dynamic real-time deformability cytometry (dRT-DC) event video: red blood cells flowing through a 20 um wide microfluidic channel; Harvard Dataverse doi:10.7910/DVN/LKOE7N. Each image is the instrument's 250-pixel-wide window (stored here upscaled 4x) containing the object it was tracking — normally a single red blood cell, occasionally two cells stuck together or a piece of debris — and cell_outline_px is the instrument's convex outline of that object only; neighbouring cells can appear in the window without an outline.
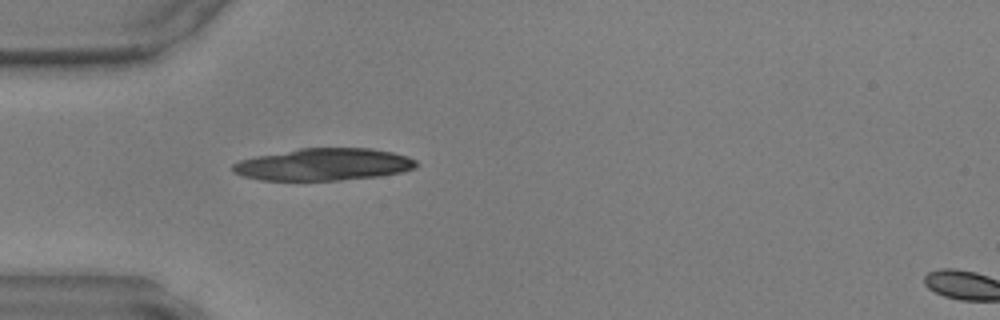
{"species": "common noctule bat (a hibernating species)", "species_latin": "Nyctalus noctula", "temperature_condition": "warm", "stored_images_in_passage": 31, "camera_frame_rate_fps": 3000, "um_per_image_px": 0.085, "animal": {"sex": "male", "body_mass_g": 17.9, "forearm_length_mm": 54.2}, "frame": {"image": 1, "passage_image": 1, "time_ms": 0.0, "image_size_px": [1000, 320], "cell_outline_px": [[420, 164], [416, 168], [404, 172], [380, 176], [340, 180], [260, 180], [244, 176], [232, 172], [232, 164], [240, 160], [256, 156], [300, 148], [372, 148], [392, 152], [408, 156], [416, 160]], "centroid_in_image_um": [27.56, 13.98], "position_along_channel_um": 57.4, "area_um2": 34.62}}